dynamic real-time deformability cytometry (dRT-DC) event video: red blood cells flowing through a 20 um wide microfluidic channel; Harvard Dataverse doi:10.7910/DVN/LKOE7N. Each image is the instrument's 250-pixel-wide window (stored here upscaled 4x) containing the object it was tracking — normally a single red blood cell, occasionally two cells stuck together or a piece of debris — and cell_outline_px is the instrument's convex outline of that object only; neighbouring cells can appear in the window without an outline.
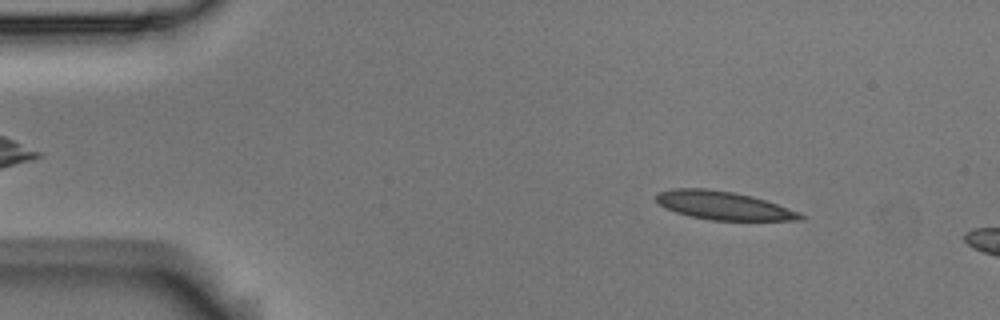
{"species": "Egyptian fruit bat (a non-hibernating species)", "species_latin": "Rousettus aegyptiacus", "temperature_condition": "room temperature", "stored_images_in_passage": 12, "camera_frame_rate_fps": 3000, "um_per_image_px": 0.085, "animal": {"sex": "male"}, "frame": {"image": 1, "passage_image": 6, "time_ms": 1.667, "image_size_px": [1000, 320], "cell_outline_px": [[808, 216], [804, 220], [712, 220], [688, 216], [664, 208], [656, 200], [656, 192], [672, 188], [708, 188], [732, 192], [752, 196], [800, 212]], "centroid_in_image_um": [61.48, 17.47], "position_along_channel_um": 23.5, "area_um2": 23.93}}